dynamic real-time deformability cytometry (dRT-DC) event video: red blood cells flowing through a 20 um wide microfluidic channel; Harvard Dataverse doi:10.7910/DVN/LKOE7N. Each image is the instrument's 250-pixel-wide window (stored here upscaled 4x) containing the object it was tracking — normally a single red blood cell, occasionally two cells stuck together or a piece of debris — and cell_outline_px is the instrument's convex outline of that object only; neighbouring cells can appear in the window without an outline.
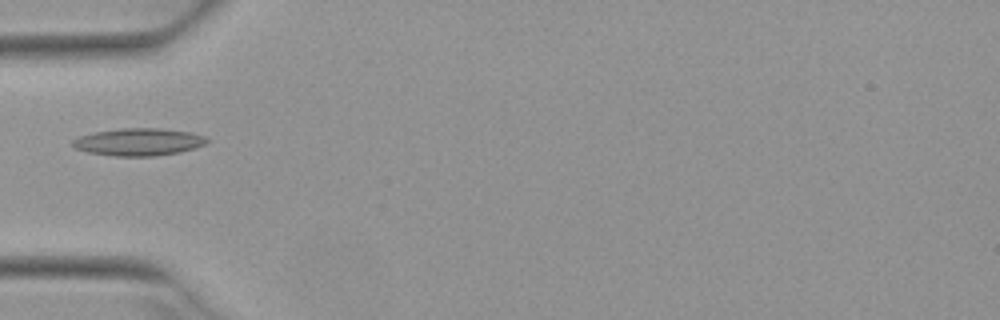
{"species": "Egyptian fruit bat (a non-hibernating species)", "species_latin": "Rousettus aegyptiacus", "temperature_condition": "warm", "stored_images_in_passage": 5, "camera_frame_rate_fps": 3000, "um_per_image_px": 0.085, "animal": {"sex": "female"}, "frame": {"image": 1, "passage_image": 4, "time_ms": 1.0, "image_size_px": [1000, 320], "cell_outline_px": [[208, 140], [204, 144], [180, 152], [156, 156], [112, 156], [88, 152], [76, 148], [72, 144], [72, 140], [80, 136], [96, 132], [120, 128], [160, 128], [188, 132], [204, 136]], "centroid_in_image_um": [11.76, 12.07], "position_along_channel_um": 73.2, "area_um2": 21.21}}
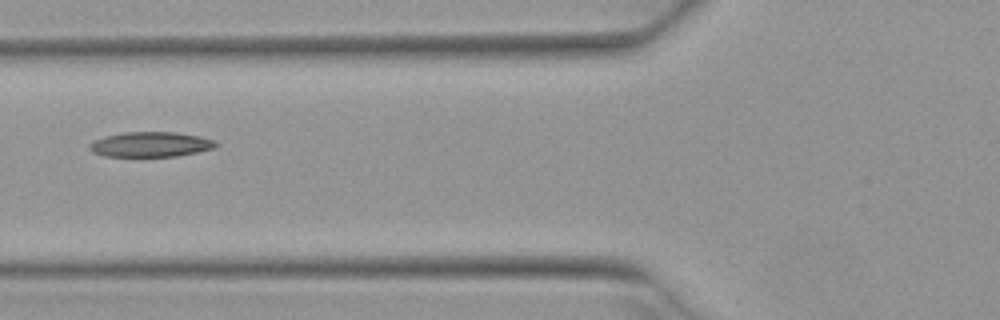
{"frame": {"image": 2, "passage_image": 5, "time_ms": 1.333, "image_size_px": [1000, 320], "cell_outline_px": [[220, 144], [216, 148], [176, 156], [104, 156], [92, 152], [88, 148], [88, 144], [104, 136], [124, 132], [176, 132], [200, 136], [216, 140]], "centroid_in_image_um": [12.83, 12.27], "position_along_channel_um": 113.0, "area_um2": 18.55}}